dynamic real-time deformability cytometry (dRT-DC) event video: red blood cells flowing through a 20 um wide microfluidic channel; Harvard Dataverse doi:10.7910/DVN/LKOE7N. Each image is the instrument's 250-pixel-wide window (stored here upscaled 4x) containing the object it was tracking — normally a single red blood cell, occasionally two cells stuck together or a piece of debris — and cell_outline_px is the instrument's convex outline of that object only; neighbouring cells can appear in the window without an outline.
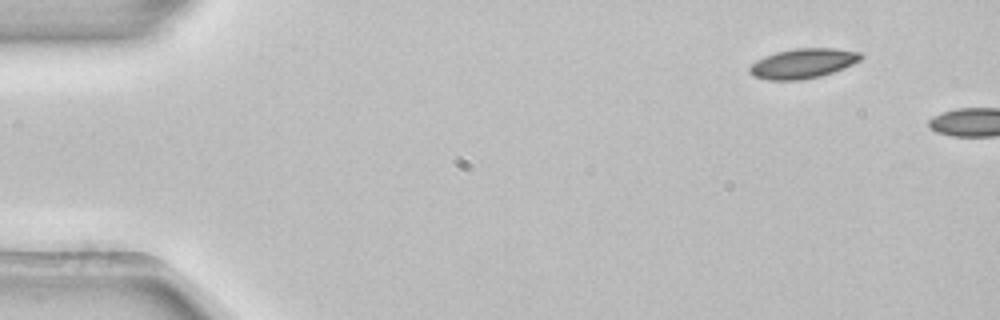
{"species": "common noctule bat (a hibernating species)", "species_latin": "Nyctalus noctula", "temperature_condition": "room temperature", "stored_images_in_passage": 2, "camera_frame_rate_fps": 3000, "um_per_image_px": 0.085, "animal": {"sex": "female", "body_mass_g": 22.7, "forearm_length_mm": 54.2}, "frame": {"image": 1, "passage_image": 1, "time_ms": 0.0, "image_size_px": [1000, 320], "cell_outline_px": [[864, 56], [860, 60], [852, 64], [832, 72], [820, 76], [800, 80], [768, 80], [752, 76], [748, 72], [748, 68], [756, 60], [764, 56], [776, 52], [796, 48], [836, 48], [860, 52]], "centroid_in_image_um": [68.22, 5.39], "position_along_channel_um": 16.8, "area_um2": 19.36}}